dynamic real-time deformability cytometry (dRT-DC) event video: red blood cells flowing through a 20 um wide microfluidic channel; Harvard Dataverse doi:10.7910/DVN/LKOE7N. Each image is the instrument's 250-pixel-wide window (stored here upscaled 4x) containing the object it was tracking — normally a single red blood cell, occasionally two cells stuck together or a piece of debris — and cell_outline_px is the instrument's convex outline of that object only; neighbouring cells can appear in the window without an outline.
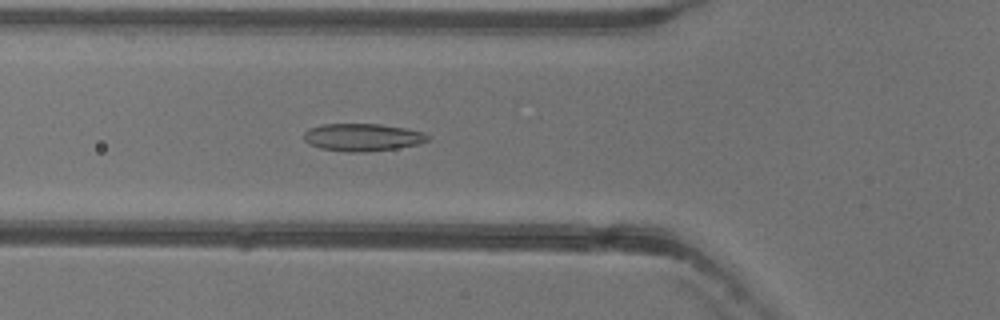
{"species": "common noctule bat (a hibernating species)", "species_latin": "Nyctalus noctula", "temperature_condition": "warm", "stored_images_in_passage": 50, "camera_frame_rate_fps": 3000, "um_per_image_px": 0.085, "animal": {"sex": "female"}, "frame": {"image": 1, "passage_image": 17, "time_ms": 5.333, "image_size_px": [1000, 320], "cell_outline_px": [[428, 140], [420, 144], [396, 148], [364, 152], [348, 152], [320, 148], [308, 144], [304, 140], [304, 132], [308, 128], [324, 124], [380, 124], [408, 128], [424, 132], [428, 136]], "centroid_in_image_um": [30.81, 11.66], "position_along_channel_um": 95.0, "area_um2": 20.0}}
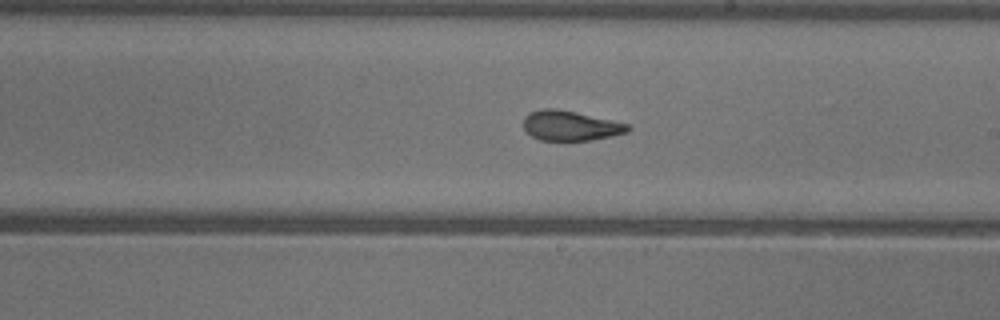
{"frame": {"image": 2, "passage_image": 28, "time_ms": 9.0, "image_size_px": [1000, 320], "cell_outline_px": [[632, 128], [628, 132], [612, 136], [592, 140], [564, 144], [540, 140], [532, 136], [524, 128], [524, 116], [528, 112], [540, 108], [556, 108], [576, 112], [628, 124]], "centroid_in_image_um": [48.45, 10.73], "position_along_channel_um": 240.5, "area_um2": 18.96}}
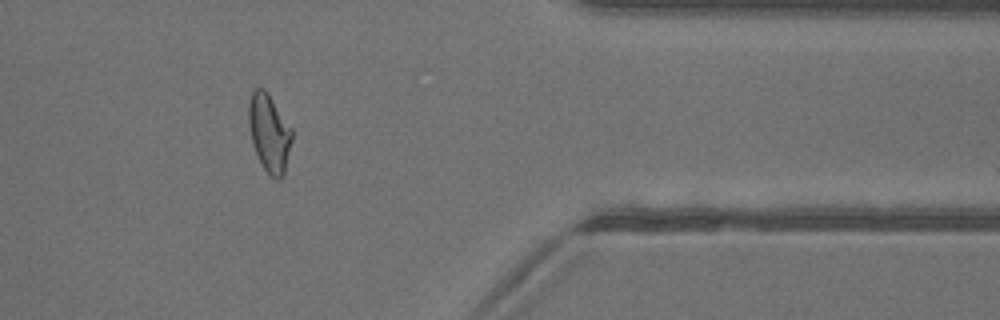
{"frame": {"image": 3, "passage_image": 41, "time_ms": 13.333, "image_size_px": [1000, 320], "cell_outline_px": [[292, 140], [284, 172], [276, 180], [264, 168], [256, 152], [252, 140], [248, 124], [248, 104], [252, 92], [256, 88], [264, 88], [268, 92], [292, 128]], "centroid_in_image_um": [22.88, 11.24], "position_along_channel_um": 388.5, "area_um2": 19.36}, "authors_computed_cell_mechanics": {"area_um2": 19.9699, "velocity_mm_per_s": 3.9612, "shape_relaxation_time_tau1_ms": 7.1786, "shape_relaxation_time_tau2_ms": 1.2665, "deformation_change_tau1": 0.1915, "deformation_change_tau2": 0.0655}}